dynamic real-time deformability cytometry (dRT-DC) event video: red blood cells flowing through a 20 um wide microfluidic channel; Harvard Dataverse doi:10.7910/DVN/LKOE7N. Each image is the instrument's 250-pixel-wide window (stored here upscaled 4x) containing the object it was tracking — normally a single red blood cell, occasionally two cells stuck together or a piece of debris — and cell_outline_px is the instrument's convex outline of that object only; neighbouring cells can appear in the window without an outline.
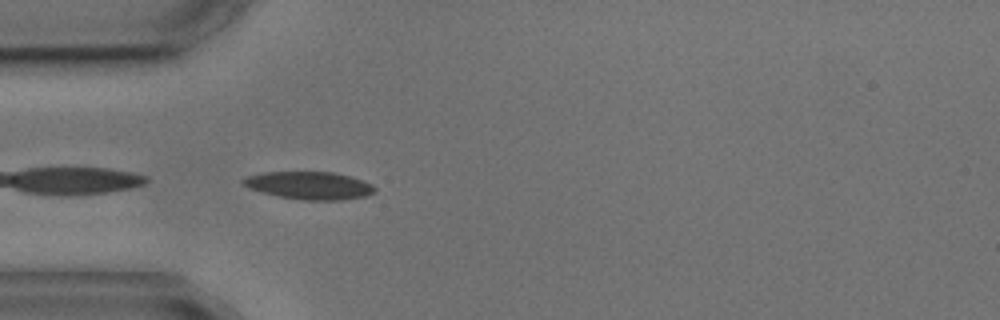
{"species": "common noctule bat (a hibernating species)", "species_latin": "Nyctalus noctula", "temperature_condition": "cold", "stored_images_in_passage": 4, "camera_frame_rate_fps": 3000, "um_per_image_px": 0.085, "animal": {"sex": "male", "body_mass_g": 17.9, "forearm_length_mm": 54.2}, "frame": {"image": 1, "passage_image": 4, "time_ms": 4.333, "image_size_px": [1000, 320], "cell_outline_px": [[376, 192], [368, 196], [340, 200], [300, 200], [276, 196], [248, 188], [240, 180], [244, 176], [264, 172], [332, 172], [348, 176], [372, 184], [376, 188]], "centroid_in_image_um": [26.27, 15.77], "position_along_channel_um": 58.7, "area_um2": 21.39}}